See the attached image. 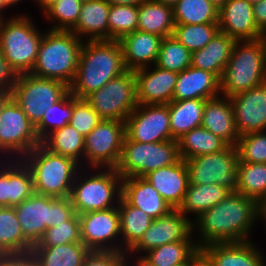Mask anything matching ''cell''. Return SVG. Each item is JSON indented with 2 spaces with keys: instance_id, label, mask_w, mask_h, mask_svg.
I'll return each mask as SVG.
<instances>
[{
  "instance_id": "6da1fadb",
  "label": "cell",
  "mask_w": 266,
  "mask_h": 266,
  "mask_svg": "<svg viewBox=\"0 0 266 266\" xmlns=\"http://www.w3.org/2000/svg\"><path fill=\"white\" fill-rule=\"evenodd\" d=\"M260 216L261 206L254 199L231 192L192 222L193 235L199 237L195 240L197 246L201 249L213 243L251 241L250 234L256 220L261 221Z\"/></svg>"
},
{
  "instance_id": "7a4b0ae2",
  "label": "cell",
  "mask_w": 266,
  "mask_h": 266,
  "mask_svg": "<svg viewBox=\"0 0 266 266\" xmlns=\"http://www.w3.org/2000/svg\"><path fill=\"white\" fill-rule=\"evenodd\" d=\"M126 71L119 41H84L69 91L73 96L85 99Z\"/></svg>"
},
{
  "instance_id": "3957f363",
  "label": "cell",
  "mask_w": 266,
  "mask_h": 266,
  "mask_svg": "<svg viewBox=\"0 0 266 266\" xmlns=\"http://www.w3.org/2000/svg\"><path fill=\"white\" fill-rule=\"evenodd\" d=\"M83 42L70 30H45L31 74L69 86L78 67Z\"/></svg>"
},
{
  "instance_id": "277c9868",
  "label": "cell",
  "mask_w": 266,
  "mask_h": 266,
  "mask_svg": "<svg viewBox=\"0 0 266 266\" xmlns=\"http://www.w3.org/2000/svg\"><path fill=\"white\" fill-rule=\"evenodd\" d=\"M220 80L221 95L225 97L266 82V38L236 41Z\"/></svg>"
},
{
  "instance_id": "5b68a950",
  "label": "cell",
  "mask_w": 266,
  "mask_h": 266,
  "mask_svg": "<svg viewBox=\"0 0 266 266\" xmlns=\"http://www.w3.org/2000/svg\"><path fill=\"white\" fill-rule=\"evenodd\" d=\"M29 168L34 192L55 198L70 197L81 166L71 158L51 153L42 144L21 159Z\"/></svg>"
},
{
  "instance_id": "8992f818",
  "label": "cell",
  "mask_w": 266,
  "mask_h": 266,
  "mask_svg": "<svg viewBox=\"0 0 266 266\" xmlns=\"http://www.w3.org/2000/svg\"><path fill=\"white\" fill-rule=\"evenodd\" d=\"M88 170L81 168L72 185L70 198L75 213L80 215L117 207L122 196L123 178L115 168H103V170L89 168Z\"/></svg>"
},
{
  "instance_id": "52a82bcc",
  "label": "cell",
  "mask_w": 266,
  "mask_h": 266,
  "mask_svg": "<svg viewBox=\"0 0 266 266\" xmlns=\"http://www.w3.org/2000/svg\"><path fill=\"white\" fill-rule=\"evenodd\" d=\"M8 18L0 21V50L16 76L29 74L37 60L43 31L29 14Z\"/></svg>"
},
{
  "instance_id": "ba28073f",
  "label": "cell",
  "mask_w": 266,
  "mask_h": 266,
  "mask_svg": "<svg viewBox=\"0 0 266 266\" xmlns=\"http://www.w3.org/2000/svg\"><path fill=\"white\" fill-rule=\"evenodd\" d=\"M178 140L158 143L131 141L126 135L115 170L122 178L144 177L149 172L180 160Z\"/></svg>"
},
{
  "instance_id": "9c48e42d",
  "label": "cell",
  "mask_w": 266,
  "mask_h": 266,
  "mask_svg": "<svg viewBox=\"0 0 266 266\" xmlns=\"http://www.w3.org/2000/svg\"><path fill=\"white\" fill-rule=\"evenodd\" d=\"M69 92L62 81L29 74L17 75L11 90L13 100L36 126L44 113Z\"/></svg>"
},
{
  "instance_id": "30bf717a",
  "label": "cell",
  "mask_w": 266,
  "mask_h": 266,
  "mask_svg": "<svg viewBox=\"0 0 266 266\" xmlns=\"http://www.w3.org/2000/svg\"><path fill=\"white\" fill-rule=\"evenodd\" d=\"M40 144L35 126L12 98L0 114V160L22 159Z\"/></svg>"
},
{
  "instance_id": "8fae6325",
  "label": "cell",
  "mask_w": 266,
  "mask_h": 266,
  "mask_svg": "<svg viewBox=\"0 0 266 266\" xmlns=\"http://www.w3.org/2000/svg\"><path fill=\"white\" fill-rule=\"evenodd\" d=\"M239 153L236 146L185 160L189 172V183L197 185L217 184L231 192L238 188Z\"/></svg>"
},
{
  "instance_id": "7c38bea8",
  "label": "cell",
  "mask_w": 266,
  "mask_h": 266,
  "mask_svg": "<svg viewBox=\"0 0 266 266\" xmlns=\"http://www.w3.org/2000/svg\"><path fill=\"white\" fill-rule=\"evenodd\" d=\"M85 100L102 119L126 121L130 113L138 106L134 71L111 79Z\"/></svg>"
},
{
  "instance_id": "4fadbf2b",
  "label": "cell",
  "mask_w": 266,
  "mask_h": 266,
  "mask_svg": "<svg viewBox=\"0 0 266 266\" xmlns=\"http://www.w3.org/2000/svg\"><path fill=\"white\" fill-rule=\"evenodd\" d=\"M125 135V121L102 119L85 137L83 168H115Z\"/></svg>"
},
{
  "instance_id": "5bb4252c",
  "label": "cell",
  "mask_w": 266,
  "mask_h": 266,
  "mask_svg": "<svg viewBox=\"0 0 266 266\" xmlns=\"http://www.w3.org/2000/svg\"><path fill=\"white\" fill-rule=\"evenodd\" d=\"M79 220L81 242L90 251L121 252L118 207L80 214Z\"/></svg>"
},
{
  "instance_id": "9a60e30c",
  "label": "cell",
  "mask_w": 266,
  "mask_h": 266,
  "mask_svg": "<svg viewBox=\"0 0 266 266\" xmlns=\"http://www.w3.org/2000/svg\"><path fill=\"white\" fill-rule=\"evenodd\" d=\"M125 133L131 141L141 143L173 140L169 122V104H138L125 121Z\"/></svg>"
},
{
  "instance_id": "2e32d148",
  "label": "cell",
  "mask_w": 266,
  "mask_h": 266,
  "mask_svg": "<svg viewBox=\"0 0 266 266\" xmlns=\"http://www.w3.org/2000/svg\"><path fill=\"white\" fill-rule=\"evenodd\" d=\"M189 218L178 209H173L168 214L153 219L139 242L127 253L129 262L132 261L131 257L138 255L135 258H139L155 247L181 240H194L192 220Z\"/></svg>"
},
{
  "instance_id": "e0dca14e",
  "label": "cell",
  "mask_w": 266,
  "mask_h": 266,
  "mask_svg": "<svg viewBox=\"0 0 266 266\" xmlns=\"http://www.w3.org/2000/svg\"><path fill=\"white\" fill-rule=\"evenodd\" d=\"M240 136L266 131V82L230 97Z\"/></svg>"
},
{
  "instance_id": "ac0fdd59",
  "label": "cell",
  "mask_w": 266,
  "mask_h": 266,
  "mask_svg": "<svg viewBox=\"0 0 266 266\" xmlns=\"http://www.w3.org/2000/svg\"><path fill=\"white\" fill-rule=\"evenodd\" d=\"M134 76L139 105L169 104L172 102L178 73L153 65L135 70Z\"/></svg>"
},
{
  "instance_id": "d6986e66",
  "label": "cell",
  "mask_w": 266,
  "mask_h": 266,
  "mask_svg": "<svg viewBox=\"0 0 266 266\" xmlns=\"http://www.w3.org/2000/svg\"><path fill=\"white\" fill-rule=\"evenodd\" d=\"M34 193L31 172L21 159L0 160V207H15Z\"/></svg>"
},
{
  "instance_id": "ffe728a7",
  "label": "cell",
  "mask_w": 266,
  "mask_h": 266,
  "mask_svg": "<svg viewBox=\"0 0 266 266\" xmlns=\"http://www.w3.org/2000/svg\"><path fill=\"white\" fill-rule=\"evenodd\" d=\"M218 26L236 41L265 37L256 25L253 4L247 0H228L218 11Z\"/></svg>"
},
{
  "instance_id": "44dd1931",
  "label": "cell",
  "mask_w": 266,
  "mask_h": 266,
  "mask_svg": "<svg viewBox=\"0 0 266 266\" xmlns=\"http://www.w3.org/2000/svg\"><path fill=\"white\" fill-rule=\"evenodd\" d=\"M211 266H266L263 251L252 241L213 243L200 249Z\"/></svg>"
},
{
  "instance_id": "7402d4cb",
  "label": "cell",
  "mask_w": 266,
  "mask_h": 266,
  "mask_svg": "<svg viewBox=\"0 0 266 266\" xmlns=\"http://www.w3.org/2000/svg\"><path fill=\"white\" fill-rule=\"evenodd\" d=\"M144 178L157 190L172 209L182 205L189 184L185 160L149 172Z\"/></svg>"
},
{
  "instance_id": "603a6c76",
  "label": "cell",
  "mask_w": 266,
  "mask_h": 266,
  "mask_svg": "<svg viewBox=\"0 0 266 266\" xmlns=\"http://www.w3.org/2000/svg\"><path fill=\"white\" fill-rule=\"evenodd\" d=\"M162 39L161 36L139 30L122 37L119 43L126 69L135 71L155 65Z\"/></svg>"
},
{
  "instance_id": "cb8c5ba5",
  "label": "cell",
  "mask_w": 266,
  "mask_h": 266,
  "mask_svg": "<svg viewBox=\"0 0 266 266\" xmlns=\"http://www.w3.org/2000/svg\"><path fill=\"white\" fill-rule=\"evenodd\" d=\"M221 95V80L213 73L188 67L178 73L172 101L212 99Z\"/></svg>"
},
{
  "instance_id": "d4e9b609",
  "label": "cell",
  "mask_w": 266,
  "mask_h": 266,
  "mask_svg": "<svg viewBox=\"0 0 266 266\" xmlns=\"http://www.w3.org/2000/svg\"><path fill=\"white\" fill-rule=\"evenodd\" d=\"M202 127L218 136L228 145L236 146L240 135L236 128L230 97L208 99L204 105Z\"/></svg>"
},
{
  "instance_id": "484cf974",
  "label": "cell",
  "mask_w": 266,
  "mask_h": 266,
  "mask_svg": "<svg viewBox=\"0 0 266 266\" xmlns=\"http://www.w3.org/2000/svg\"><path fill=\"white\" fill-rule=\"evenodd\" d=\"M121 197L129 205L141 209L153 219L173 210L144 177L123 178Z\"/></svg>"
},
{
  "instance_id": "4316f807",
  "label": "cell",
  "mask_w": 266,
  "mask_h": 266,
  "mask_svg": "<svg viewBox=\"0 0 266 266\" xmlns=\"http://www.w3.org/2000/svg\"><path fill=\"white\" fill-rule=\"evenodd\" d=\"M24 237L35 245L50 228V196L34 193L14 207Z\"/></svg>"
},
{
  "instance_id": "83f0119b",
  "label": "cell",
  "mask_w": 266,
  "mask_h": 266,
  "mask_svg": "<svg viewBox=\"0 0 266 266\" xmlns=\"http://www.w3.org/2000/svg\"><path fill=\"white\" fill-rule=\"evenodd\" d=\"M109 9L106 0L83 3L77 23L70 31L82 41L109 40Z\"/></svg>"
},
{
  "instance_id": "f1b7e54d",
  "label": "cell",
  "mask_w": 266,
  "mask_h": 266,
  "mask_svg": "<svg viewBox=\"0 0 266 266\" xmlns=\"http://www.w3.org/2000/svg\"><path fill=\"white\" fill-rule=\"evenodd\" d=\"M235 42L219 31L205 47L191 52V66L216 74L221 79Z\"/></svg>"
},
{
  "instance_id": "f546056e",
  "label": "cell",
  "mask_w": 266,
  "mask_h": 266,
  "mask_svg": "<svg viewBox=\"0 0 266 266\" xmlns=\"http://www.w3.org/2000/svg\"><path fill=\"white\" fill-rule=\"evenodd\" d=\"M174 27L172 6L156 0H145L138 6L137 30L165 38L173 35Z\"/></svg>"
},
{
  "instance_id": "4dcf8cb0",
  "label": "cell",
  "mask_w": 266,
  "mask_h": 266,
  "mask_svg": "<svg viewBox=\"0 0 266 266\" xmlns=\"http://www.w3.org/2000/svg\"><path fill=\"white\" fill-rule=\"evenodd\" d=\"M199 255L195 240H181L155 247L141 258L151 266H189Z\"/></svg>"
},
{
  "instance_id": "1f68e13d",
  "label": "cell",
  "mask_w": 266,
  "mask_h": 266,
  "mask_svg": "<svg viewBox=\"0 0 266 266\" xmlns=\"http://www.w3.org/2000/svg\"><path fill=\"white\" fill-rule=\"evenodd\" d=\"M121 253H128L142 238L153 220L144 211L129 205L122 197L119 200Z\"/></svg>"
},
{
  "instance_id": "d6a6232c",
  "label": "cell",
  "mask_w": 266,
  "mask_h": 266,
  "mask_svg": "<svg viewBox=\"0 0 266 266\" xmlns=\"http://www.w3.org/2000/svg\"><path fill=\"white\" fill-rule=\"evenodd\" d=\"M206 99H188L169 103L171 137L178 140L194 128L200 127Z\"/></svg>"
},
{
  "instance_id": "836d02e7",
  "label": "cell",
  "mask_w": 266,
  "mask_h": 266,
  "mask_svg": "<svg viewBox=\"0 0 266 266\" xmlns=\"http://www.w3.org/2000/svg\"><path fill=\"white\" fill-rule=\"evenodd\" d=\"M39 266H83L90 250L82 243L56 246H33L30 251Z\"/></svg>"
},
{
  "instance_id": "e575fe53",
  "label": "cell",
  "mask_w": 266,
  "mask_h": 266,
  "mask_svg": "<svg viewBox=\"0 0 266 266\" xmlns=\"http://www.w3.org/2000/svg\"><path fill=\"white\" fill-rule=\"evenodd\" d=\"M231 193L226 187L217 184H188L187 191L179 211L184 216L194 215L192 222L203 212L214 207ZM191 213V214H190Z\"/></svg>"
},
{
  "instance_id": "d590c367",
  "label": "cell",
  "mask_w": 266,
  "mask_h": 266,
  "mask_svg": "<svg viewBox=\"0 0 266 266\" xmlns=\"http://www.w3.org/2000/svg\"><path fill=\"white\" fill-rule=\"evenodd\" d=\"M83 137L69 123L64 127L51 132L41 144L51 153L63 155L76 161L83 168L84 161Z\"/></svg>"
},
{
  "instance_id": "8d00e7d4",
  "label": "cell",
  "mask_w": 266,
  "mask_h": 266,
  "mask_svg": "<svg viewBox=\"0 0 266 266\" xmlns=\"http://www.w3.org/2000/svg\"><path fill=\"white\" fill-rule=\"evenodd\" d=\"M33 245L24 237L14 207H0V249L5 254L29 253Z\"/></svg>"
},
{
  "instance_id": "74e56055",
  "label": "cell",
  "mask_w": 266,
  "mask_h": 266,
  "mask_svg": "<svg viewBox=\"0 0 266 266\" xmlns=\"http://www.w3.org/2000/svg\"><path fill=\"white\" fill-rule=\"evenodd\" d=\"M227 146L225 141L202 126L192 129L178 139L179 154L182 160L216 153Z\"/></svg>"
},
{
  "instance_id": "f35d334b",
  "label": "cell",
  "mask_w": 266,
  "mask_h": 266,
  "mask_svg": "<svg viewBox=\"0 0 266 266\" xmlns=\"http://www.w3.org/2000/svg\"><path fill=\"white\" fill-rule=\"evenodd\" d=\"M237 193L254 199L260 206L266 202V163L238 161Z\"/></svg>"
},
{
  "instance_id": "ab89813d",
  "label": "cell",
  "mask_w": 266,
  "mask_h": 266,
  "mask_svg": "<svg viewBox=\"0 0 266 266\" xmlns=\"http://www.w3.org/2000/svg\"><path fill=\"white\" fill-rule=\"evenodd\" d=\"M218 11L208 0H179L173 6L175 24L218 23Z\"/></svg>"
},
{
  "instance_id": "60d3db41",
  "label": "cell",
  "mask_w": 266,
  "mask_h": 266,
  "mask_svg": "<svg viewBox=\"0 0 266 266\" xmlns=\"http://www.w3.org/2000/svg\"><path fill=\"white\" fill-rule=\"evenodd\" d=\"M219 31L218 23L175 24L173 36L193 52L205 47Z\"/></svg>"
},
{
  "instance_id": "b9f144b4",
  "label": "cell",
  "mask_w": 266,
  "mask_h": 266,
  "mask_svg": "<svg viewBox=\"0 0 266 266\" xmlns=\"http://www.w3.org/2000/svg\"><path fill=\"white\" fill-rule=\"evenodd\" d=\"M156 66L180 73L191 66V52L173 35L162 39Z\"/></svg>"
},
{
  "instance_id": "7bdbcfd3",
  "label": "cell",
  "mask_w": 266,
  "mask_h": 266,
  "mask_svg": "<svg viewBox=\"0 0 266 266\" xmlns=\"http://www.w3.org/2000/svg\"><path fill=\"white\" fill-rule=\"evenodd\" d=\"M73 115V95L69 91L59 102L44 113L35 131L42 142L51 132L64 127Z\"/></svg>"
},
{
  "instance_id": "ee69618b",
  "label": "cell",
  "mask_w": 266,
  "mask_h": 266,
  "mask_svg": "<svg viewBox=\"0 0 266 266\" xmlns=\"http://www.w3.org/2000/svg\"><path fill=\"white\" fill-rule=\"evenodd\" d=\"M108 23L109 40L119 41L137 30L138 6L110 5Z\"/></svg>"
},
{
  "instance_id": "f6af8a7d",
  "label": "cell",
  "mask_w": 266,
  "mask_h": 266,
  "mask_svg": "<svg viewBox=\"0 0 266 266\" xmlns=\"http://www.w3.org/2000/svg\"><path fill=\"white\" fill-rule=\"evenodd\" d=\"M82 3L77 0H58L44 12L45 21L53 22L51 30H71L77 23Z\"/></svg>"
},
{
  "instance_id": "bcb514c9",
  "label": "cell",
  "mask_w": 266,
  "mask_h": 266,
  "mask_svg": "<svg viewBox=\"0 0 266 266\" xmlns=\"http://www.w3.org/2000/svg\"><path fill=\"white\" fill-rule=\"evenodd\" d=\"M81 242L79 215L75 213L62 224L46 229L41 239L33 246H56Z\"/></svg>"
},
{
  "instance_id": "7dc6e473",
  "label": "cell",
  "mask_w": 266,
  "mask_h": 266,
  "mask_svg": "<svg viewBox=\"0 0 266 266\" xmlns=\"http://www.w3.org/2000/svg\"><path fill=\"white\" fill-rule=\"evenodd\" d=\"M236 147L242 163H266V131L240 136Z\"/></svg>"
},
{
  "instance_id": "c3c4849f",
  "label": "cell",
  "mask_w": 266,
  "mask_h": 266,
  "mask_svg": "<svg viewBox=\"0 0 266 266\" xmlns=\"http://www.w3.org/2000/svg\"><path fill=\"white\" fill-rule=\"evenodd\" d=\"M101 121L102 118L87 100L73 96V115L69 124L83 137H86Z\"/></svg>"
},
{
  "instance_id": "681fc988",
  "label": "cell",
  "mask_w": 266,
  "mask_h": 266,
  "mask_svg": "<svg viewBox=\"0 0 266 266\" xmlns=\"http://www.w3.org/2000/svg\"><path fill=\"white\" fill-rule=\"evenodd\" d=\"M127 253L115 251H90L83 266H130Z\"/></svg>"
},
{
  "instance_id": "f907efd6",
  "label": "cell",
  "mask_w": 266,
  "mask_h": 266,
  "mask_svg": "<svg viewBox=\"0 0 266 266\" xmlns=\"http://www.w3.org/2000/svg\"><path fill=\"white\" fill-rule=\"evenodd\" d=\"M75 214L70 197L55 198L50 196V227L69 220Z\"/></svg>"
},
{
  "instance_id": "816d5d0a",
  "label": "cell",
  "mask_w": 266,
  "mask_h": 266,
  "mask_svg": "<svg viewBox=\"0 0 266 266\" xmlns=\"http://www.w3.org/2000/svg\"><path fill=\"white\" fill-rule=\"evenodd\" d=\"M0 266H39L31 252L23 254H5Z\"/></svg>"
},
{
  "instance_id": "f5cc1de1",
  "label": "cell",
  "mask_w": 266,
  "mask_h": 266,
  "mask_svg": "<svg viewBox=\"0 0 266 266\" xmlns=\"http://www.w3.org/2000/svg\"><path fill=\"white\" fill-rule=\"evenodd\" d=\"M16 77L15 73L10 69L4 54L0 50V91H11Z\"/></svg>"
},
{
  "instance_id": "db71d44e",
  "label": "cell",
  "mask_w": 266,
  "mask_h": 266,
  "mask_svg": "<svg viewBox=\"0 0 266 266\" xmlns=\"http://www.w3.org/2000/svg\"><path fill=\"white\" fill-rule=\"evenodd\" d=\"M253 12L258 29L266 35V0L253 4Z\"/></svg>"
},
{
  "instance_id": "11a10c76",
  "label": "cell",
  "mask_w": 266,
  "mask_h": 266,
  "mask_svg": "<svg viewBox=\"0 0 266 266\" xmlns=\"http://www.w3.org/2000/svg\"><path fill=\"white\" fill-rule=\"evenodd\" d=\"M110 5L139 6L145 0H106Z\"/></svg>"
},
{
  "instance_id": "9f6ffc18",
  "label": "cell",
  "mask_w": 266,
  "mask_h": 266,
  "mask_svg": "<svg viewBox=\"0 0 266 266\" xmlns=\"http://www.w3.org/2000/svg\"><path fill=\"white\" fill-rule=\"evenodd\" d=\"M12 99L11 91H0V114L2 113L5 105Z\"/></svg>"
},
{
  "instance_id": "6f0895ef",
  "label": "cell",
  "mask_w": 266,
  "mask_h": 266,
  "mask_svg": "<svg viewBox=\"0 0 266 266\" xmlns=\"http://www.w3.org/2000/svg\"><path fill=\"white\" fill-rule=\"evenodd\" d=\"M58 0H34V2L39 5L41 11L44 12L49 6H51L54 2Z\"/></svg>"
},
{
  "instance_id": "680465c9",
  "label": "cell",
  "mask_w": 266,
  "mask_h": 266,
  "mask_svg": "<svg viewBox=\"0 0 266 266\" xmlns=\"http://www.w3.org/2000/svg\"><path fill=\"white\" fill-rule=\"evenodd\" d=\"M189 266H211V264L200 254Z\"/></svg>"
},
{
  "instance_id": "91938a15",
  "label": "cell",
  "mask_w": 266,
  "mask_h": 266,
  "mask_svg": "<svg viewBox=\"0 0 266 266\" xmlns=\"http://www.w3.org/2000/svg\"><path fill=\"white\" fill-rule=\"evenodd\" d=\"M137 259V260H136ZM132 258V260L135 262H130V266H151V265H148L141 257H139V258ZM132 263V264H131Z\"/></svg>"
},
{
  "instance_id": "94428289",
  "label": "cell",
  "mask_w": 266,
  "mask_h": 266,
  "mask_svg": "<svg viewBox=\"0 0 266 266\" xmlns=\"http://www.w3.org/2000/svg\"><path fill=\"white\" fill-rule=\"evenodd\" d=\"M5 6L9 9L12 8V6H16V4L20 3L21 0H3ZM23 1V0H22Z\"/></svg>"
},
{
  "instance_id": "6125c7cd",
  "label": "cell",
  "mask_w": 266,
  "mask_h": 266,
  "mask_svg": "<svg viewBox=\"0 0 266 266\" xmlns=\"http://www.w3.org/2000/svg\"><path fill=\"white\" fill-rule=\"evenodd\" d=\"M210 3H212L214 6H216L218 9H220L228 0H208Z\"/></svg>"
},
{
  "instance_id": "be15d7a7",
  "label": "cell",
  "mask_w": 266,
  "mask_h": 266,
  "mask_svg": "<svg viewBox=\"0 0 266 266\" xmlns=\"http://www.w3.org/2000/svg\"><path fill=\"white\" fill-rule=\"evenodd\" d=\"M260 220H264L263 222H265L266 224V202H264L262 205H261V216H260Z\"/></svg>"
},
{
  "instance_id": "e7e4bbea",
  "label": "cell",
  "mask_w": 266,
  "mask_h": 266,
  "mask_svg": "<svg viewBox=\"0 0 266 266\" xmlns=\"http://www.w3.org/2000/svg\"><path fill=\"white\" fill-rule=\"evenodd\" d=\"M4 9L6 11V9H8V8L5 6L4 1L0 0V21L5 19V17H4Z\"/></svg>"
},
{
  "instance_id": "03108f58",
  "label": "cell",
  "mask_w": 266,
  "mask_h": 266,
  "mask_svg": "<svg viewBox=\"0 0 266 266\" xmlns=\"http://www.w3.org/2000/svg\"><path fill=\"white\" fill-rule=\"evenodd\" d=\"M156 1L173 7L179 0H156Z\"/></svg>"
},
{
  "instance_id": "003e7915",
  "label": "cell",
  "mask_w": 266,
  "mask_h": 266,
  "mask_svg": "<svg viewBox=\"0 0 266 266\" xmlns=\"http://www.w3.org/2000/svg\"><path fill=\"white\" fill-rule=\"evenodd\" d=\"M248 2H250L251 4H256L259 3L261 0H247Z\"/></svg>"
},
{
  "instance_id": "a7ac6f4b",
  "label": "cell",
  "mask_w": 266,
  "mask_h": 266,
  "mask_svg": "<svg viewBox=\"0 0 266 266\" xmlns=\"http://www.w3.org/2000/svg\"><path fill=\"white\" fill-rule=\"evenodd\" d=\"M5 256V253L0 249V260Z\"/></svg>"
},
{
  "instance_id": "89a4df30",
  "label": "cell",
  "mask_w": 266,
  "mask_h": 266,
  "mask_svg": "<svg viewBox=\"0 0 266 266\" xmlns=\"http://www.w3.org/2000/svg\"><path fill=\"white\" fill-rule=\"evenodd\" d=\"M77 1H79L80 3H85V2H87V1H89V0H77Z\"/></svg>"
}]
</instances>
